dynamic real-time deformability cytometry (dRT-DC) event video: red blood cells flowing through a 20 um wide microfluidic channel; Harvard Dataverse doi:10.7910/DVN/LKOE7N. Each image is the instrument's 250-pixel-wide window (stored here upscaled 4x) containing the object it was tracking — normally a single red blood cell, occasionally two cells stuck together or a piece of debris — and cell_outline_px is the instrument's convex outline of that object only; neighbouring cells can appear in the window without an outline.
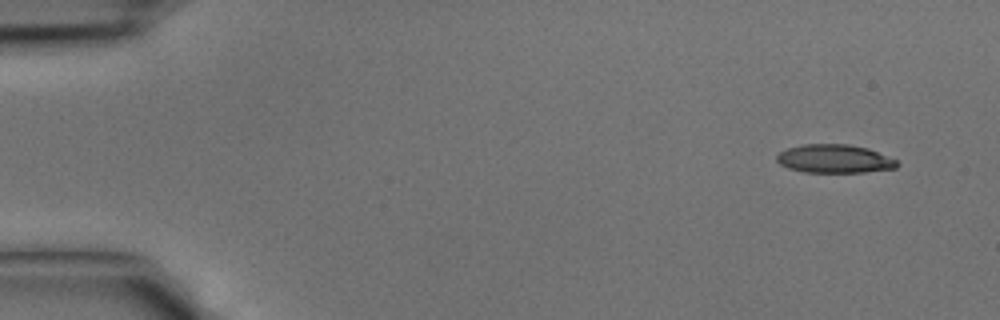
{"species": "common noctule bat (a hibernating species)", "species_latin": "Nyctalus noctula", "temperature_condition": "cold", "stored_images_in_passage": 35, "camera_frame_rate_fps": 3000, "um_per_image_px": 0.085, "animal": {"sex": "male", "body_mass_g": 15.6}, "frame": {"image": 1, "passage_image": 1, "time_ms": 0.0, "image_size_px": [1000, 320], "cell_outline_px": [[900, 164], [896, 168], [864, 172], [804, 172], [788, 168], [780, 164], [776, 160], [776, 156], [780, 152], [788, 148], [804, 144], [848, 144], [868, 148], [896, 160]], "centroid_in_image_um": [70.92, 13.5], "position_along_channel_um": 14.1, "area_um2": 19.88}}
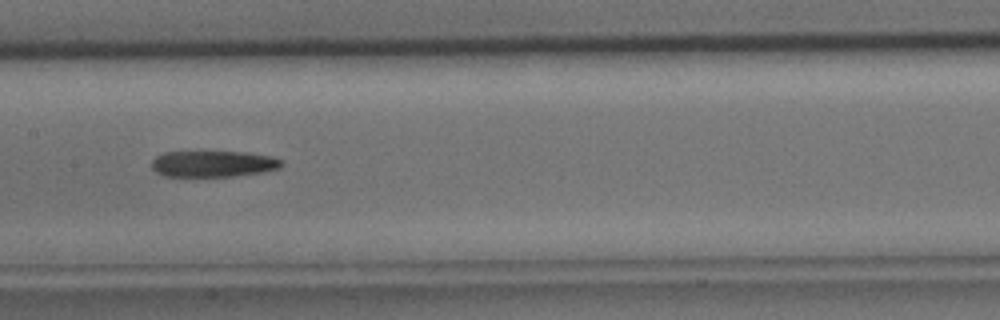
{"frame": {"image": 2, "passage_image": 19, "time_ms": 6.0, "image_size_px": [1000, 320], "cell_outline_px": [[284, 164], [280, 168], [264, 172], [232, 176], [164, 176], [156, 172], [152, 168], [152, 160], [156, 156], [164, 152], [248, 152], [272, 156], [284, 160]], "centroid_in_image_um": [18.17, 13.92], "position_along_channel_um": 189.2, "area_um2": 20.0}}
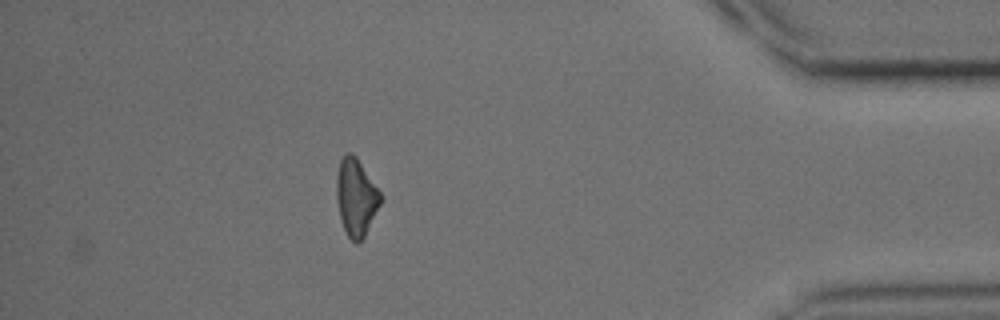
{"frame": {"image": 3, "passage_image": 35, "time_ms": 11.333, "image_size_px": [1000, 320], "cell_outline_px": [[380, 204], [360, 244], [356, 244], [348, 236], [344, 228], [340, 216], [336, 200], [336, 176], [340, 160], [348, 152], [352, 152], [356, 156], [380, 192]], "centroid_in_image_um": [30.24, 16.76], "position_along_channel_um": 405.0, "area_um2": 19.54}}